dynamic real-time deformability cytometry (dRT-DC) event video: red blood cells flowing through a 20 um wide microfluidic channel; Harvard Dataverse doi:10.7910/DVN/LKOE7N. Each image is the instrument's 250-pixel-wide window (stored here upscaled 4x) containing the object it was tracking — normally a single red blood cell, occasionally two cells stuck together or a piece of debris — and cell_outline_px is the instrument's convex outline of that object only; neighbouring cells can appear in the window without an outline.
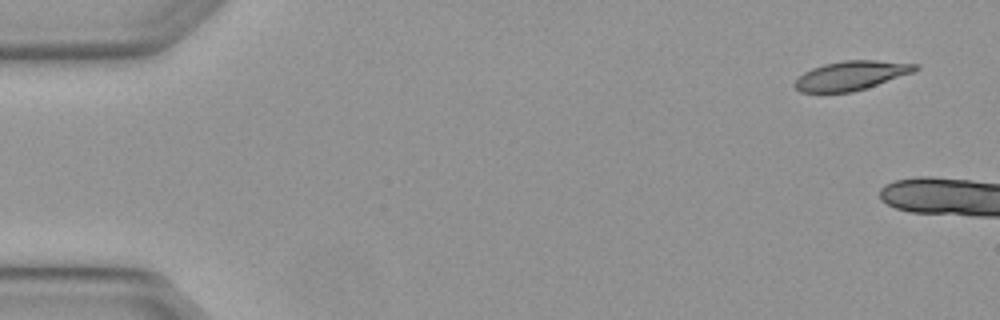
{"species": "Egyptian fruit bat (a non-hibernating species)", "species_latin": "Rousettus aegyptiacus", "temperature_condition": "warm", "stored_images_in_passage": 4, "segment_of_instrument_passage": [2, 2], "camera_frame_rate_fps": 3000, "um_per_image_px": 0.085, "animal": {"sex": "female"}, "frame": {"image": 1, "passage_image": 4, "time_ms": 1.0, "image_size_px": [1000, 320], "cell_outline_px": [[920, 68], [912, 72], [852, 92], [800, 92], [792, 84], [804, 72], [812, 68], [824, 64], [844, 60], [876, 60], [920, 64]], "centroid_in_image_um": [72.33, 6.41], "position_along_channel_um": 12.7, "area_um2": 20.17}}